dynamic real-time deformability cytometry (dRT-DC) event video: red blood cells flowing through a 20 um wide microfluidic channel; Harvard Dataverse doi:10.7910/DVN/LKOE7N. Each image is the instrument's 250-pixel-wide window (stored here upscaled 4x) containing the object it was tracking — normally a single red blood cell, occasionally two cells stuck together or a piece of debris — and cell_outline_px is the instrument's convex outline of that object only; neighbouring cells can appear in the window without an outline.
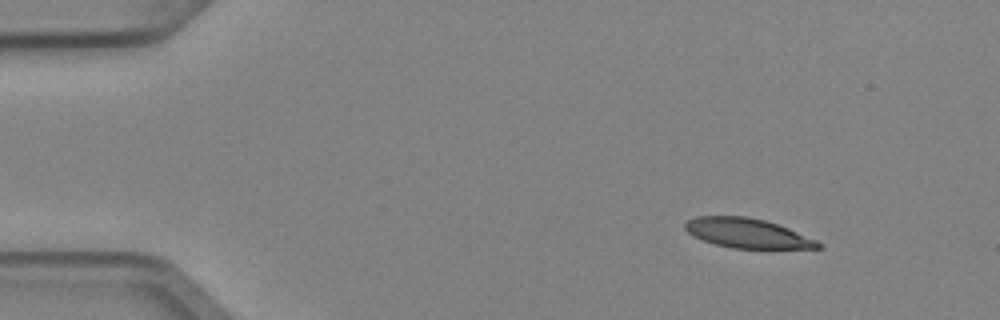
{"species": "Egyptian fruit bat (a non-hibernating species)", "species_latin": "Rousettus aegyptiacus", "temperature_condition": "cold", "stored_images_in_passage": 4, "camera_frame_rate_fps": 3000, "um_per_image_px": 0.085, "animal": {"sex": "female"}, "frame": {"image": 1, "passage_image": 1, "time_ms": 0.0, "image_size_px": [1000, 320], "cell_outline_px": [[820, 248], [732, 248], [716, 244], [704, 240], [688, 232], [684, 228], [684, 224], [688, 220], [696, 216], [744, 216], [764, 220], [788, 228], [816, 240], [820, 244]], "centroid_in_image_um": [63.49, 19.81], "position_along_channel_um": 21.5, "area_um2": 22.43}}
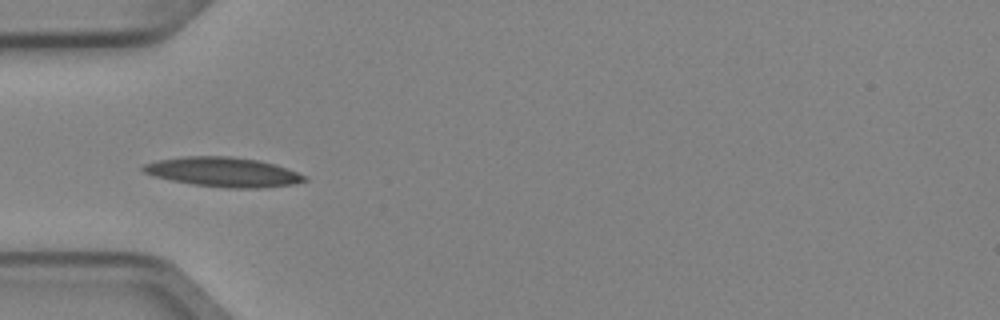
{"frame": {"image": 2, "passage_image": 4, "time_ms": 1.0, "image_size_px": [1000, 320], "cell_outline_px": [[308, 180], [296, 184], [260, 188], [228, 188], [192, 184], [172, 180], [156, 176], [144, 172], [140, 168], [144, 164], [156, 160], [184, 156], [228, 156], [256, 160], [276, 164], [308, 176]], "centroid_in_image_um": [19.01, 14.62], "position_along_channel_um": 66.0, "area_um2": 27.8}}